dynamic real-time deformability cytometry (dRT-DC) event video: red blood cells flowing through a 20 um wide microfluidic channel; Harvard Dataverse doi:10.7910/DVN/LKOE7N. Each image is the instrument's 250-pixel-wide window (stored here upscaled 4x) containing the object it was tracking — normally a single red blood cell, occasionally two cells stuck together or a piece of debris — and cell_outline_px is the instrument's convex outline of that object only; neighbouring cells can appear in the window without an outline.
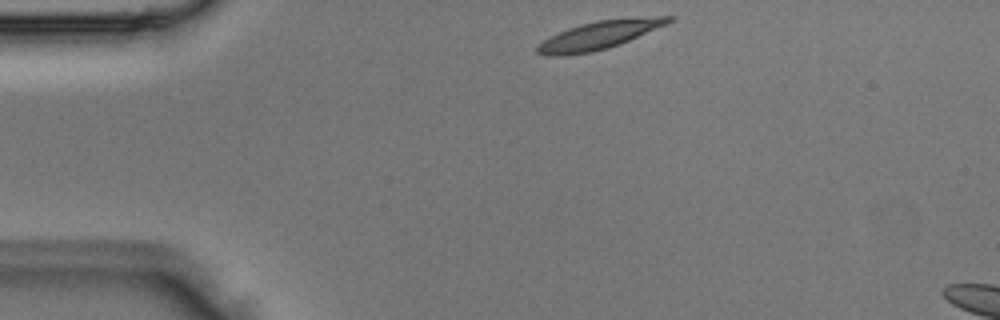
{"species": "Egyptian fruit bat (a non-hibernating species)", "species_latin": "Rousettus aegyptiacus", "temperature_condition": "room temperature", "stored_images_in_passage": 3, "segment_of_instrument_passage": [1, 2], "camera_frame_rate_fps": 3000, "um_per_image_px": 0.085, "animal": {"sex": "male"}, "frame": {"image": 1, "passage_image": 1, "time_ms": 0.0, "image_size_px": [1000, 320], "cell_outline_px": [[676, 20], [668, 24], [620, 44], [608, 48], [592, 52], [568, 56], [544, 56], [536, 52], [536, 48], [544, 40], [568, 28], [580, 24], [596, 20], [656, 16], [676, 16]], "centroid_in_image_um": [50.98, 2.99], "position_along_channel_um": 34.0, "area_um2": 21.68}}